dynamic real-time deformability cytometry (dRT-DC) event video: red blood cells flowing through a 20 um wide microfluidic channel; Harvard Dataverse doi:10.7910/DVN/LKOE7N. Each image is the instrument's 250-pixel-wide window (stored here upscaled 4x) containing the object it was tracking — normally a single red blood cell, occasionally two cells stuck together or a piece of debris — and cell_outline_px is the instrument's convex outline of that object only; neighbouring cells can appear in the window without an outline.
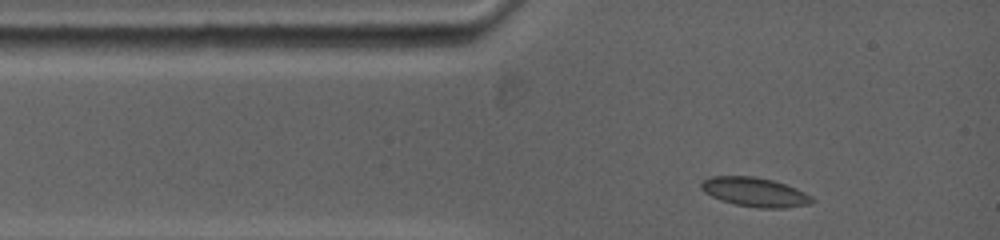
{"species": "common noctule bat (a hibernating species)", "species_latin": "Nyctalus noctula", "temperature_condition": "warm", "stored_images_in_passage": 6, "camera_frame_rate_fps": 5000, "um_per_image_px": 0.085, "animal": {"sex": "female", "body_mass_g": 19.0, "forearm_length_mm": 53.3}, "frame": {"image": 1, "passage_image": 1, "time_ms": 0.0, "image_size_px": [1000, 240], "cell_outline_px": [[816, 200], [812, 204], [784, 208], [756, 208], [736, 204], [720, 200], [704, 192], [700, 188], [700, 184], [704, 180], [712, 176], [752, 176], [772, 180], [796, 188], [812, 196]], "centroid_in_image_um": [64.18, 16.34], "position_along_channel_um": 20.8, "area_um2": 18.9}}
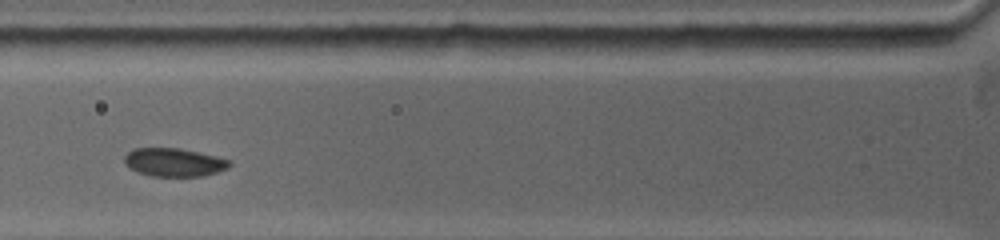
{"frame": {"image": 2, "passage_image": 4, "time_ms": 2.8, "image_size_px": [1000, 240], "cell_outline_px": [[232, 164], [228, 168], [204, 176], [152, 176], [128, 168], [124, 164], [124, 156], [128, 152], [136, 148], [180, 148], [216, 156], [228, 160]], "centroid_in_image_um": [14.78, 13.79], "position_along_channel_um": 111.0, "area_um2": 17.28}}
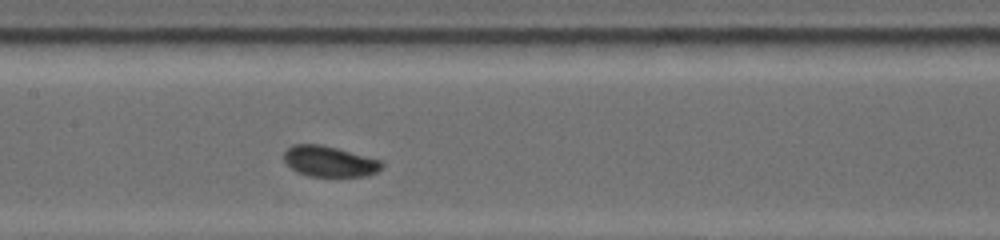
{"frame": {"image": 3, "passage_image": 6, "time_ms": 4.6, "image_size_px": [1000, 240], "cell_outline_px": [[384, 168], [368, 176], [308, 176], [296, 172], [284, 160], [284, 152], [292, 144], [320, 144], [336, 148], [380, 160], [384, 164]], "centroid_in_image_um": [28.0, 13.72], "position_along_channel_um": 179.4, "area_um2": 17.46}}